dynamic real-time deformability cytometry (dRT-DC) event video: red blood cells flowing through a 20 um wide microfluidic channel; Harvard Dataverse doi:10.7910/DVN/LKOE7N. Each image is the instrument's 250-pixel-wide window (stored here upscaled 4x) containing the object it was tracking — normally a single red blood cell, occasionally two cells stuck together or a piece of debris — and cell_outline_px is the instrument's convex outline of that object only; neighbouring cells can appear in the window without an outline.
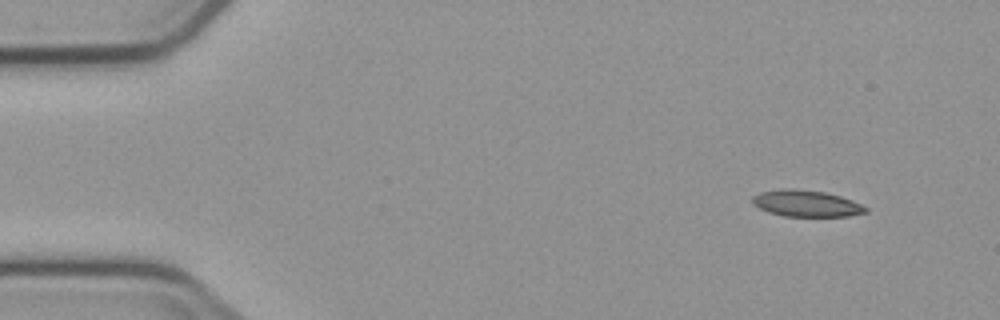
{"species": "common noctule bat (a hibernating species)", "species_latin": "Nyctalus noctula", "temperature_condition": "cold", "stored_images_in_passage": 8, "camera_frame_rate_fps": 3000, "um_per_image_px": 0.085, "animal": {"sex": "male", "body_mass_g": 23.1, "forearm_length_mm": 52.7}, "frame": {"image": 1, "passage_image": 1, "time_ms": 0.0, "image_size_px": [1000, 320], "cell_outline_px": [[868, 212], [848, 216], [784, 216], [768, 212], [752, 204], [752, 196], [760, 192], [780, 188], [792, 188], [824, 192], [840, 196], [852, 200], [868, 208]], "centroid_in_image_um": [68.51, 17.29], "position_along_channel_um": 16.5, "area_um2": 17.51}}
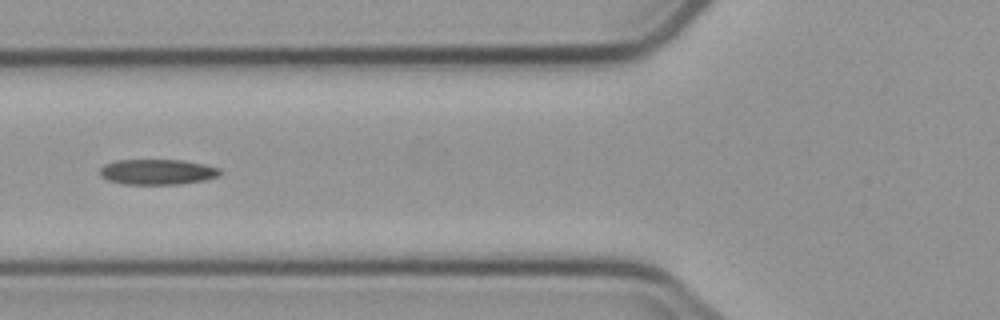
{"frame": {"image": 2, "passage_image": 5, "time_ms": 5.333, "image_size_px": [1000, 320], "cell_outline_px": [[224, 172], [220, 176], [204, 180], [180, 184], [124, 184], [108, 180], [100, 176], [100, 168], [104, 164], [116, 160], [184, 160], [204, 164], [220, 168]], "centroid_in_image_um": [13.41, 14.61], "position_along_channel_um": 112.4, "area_um2": 17.98}}
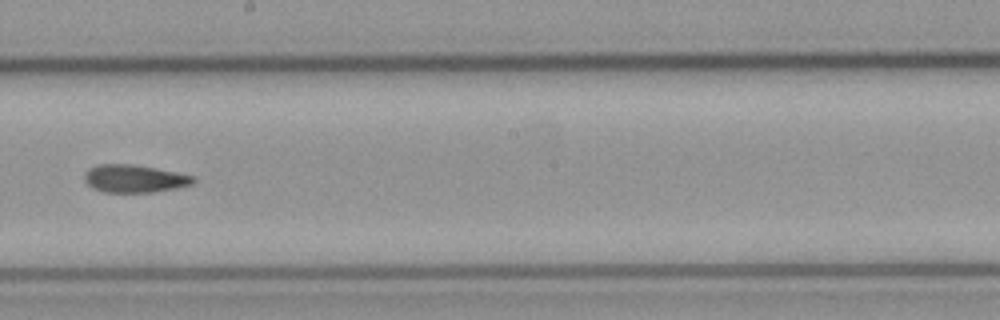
{"frame": {"image": 3, "passage_image": 8, "time_ms": 8.667, "image_size_px": [1000, 320], "cell_outline_px": [[196, 180], [192, 184], [176, 188], [152, 192], [104, 192], [88, 184], [84, 180], [84, 172], [88, 168], [100, 164], [132, 164], [176, 172], [196, 176]], "centroid_in_image_um": [11.43, 15.17], "position_along_channel_um": 236.8, "area_um2": 17.51}}